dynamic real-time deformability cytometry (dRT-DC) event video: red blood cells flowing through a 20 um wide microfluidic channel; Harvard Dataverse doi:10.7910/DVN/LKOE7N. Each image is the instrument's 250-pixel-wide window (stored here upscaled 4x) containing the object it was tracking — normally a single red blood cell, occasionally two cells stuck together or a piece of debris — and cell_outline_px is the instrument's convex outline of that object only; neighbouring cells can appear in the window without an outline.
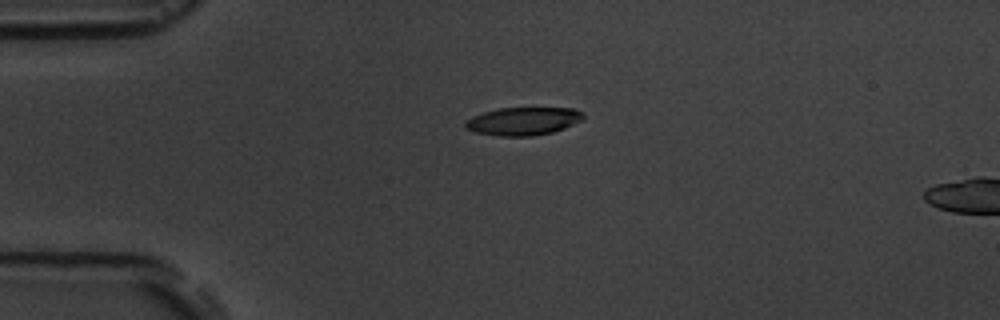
{"species": "common noctule bat (a hibernating species)", "species_latin": "Nyctalus noctula", "temperature_condition": "room temperature", "stored_images_in_passage": 3, "camera_frame_rate_fps": 3000, "um_per_image_px": 0.085, "animal": {"sex": "male", "body_mass_g": 19.5, "forearm_length_mm": 54.6}, "frame": {"image": 1, "passage_image": 1, "time_ms": 0.0, "image_size_px": [1000, 320], "cell_outline_px": [[584, 116], [580, 120], [564, 128], [552, 132], [532, 136], [500, 136], [476, 132], [464, 128], [464, 120], [472, 116], [484, 112], [500, 108], [572, 108], [580, 112]], "centroid_in_image_um": [44.4, 10.3], "position_along_channel_um": 40.6, "area_um2": 19.07}}